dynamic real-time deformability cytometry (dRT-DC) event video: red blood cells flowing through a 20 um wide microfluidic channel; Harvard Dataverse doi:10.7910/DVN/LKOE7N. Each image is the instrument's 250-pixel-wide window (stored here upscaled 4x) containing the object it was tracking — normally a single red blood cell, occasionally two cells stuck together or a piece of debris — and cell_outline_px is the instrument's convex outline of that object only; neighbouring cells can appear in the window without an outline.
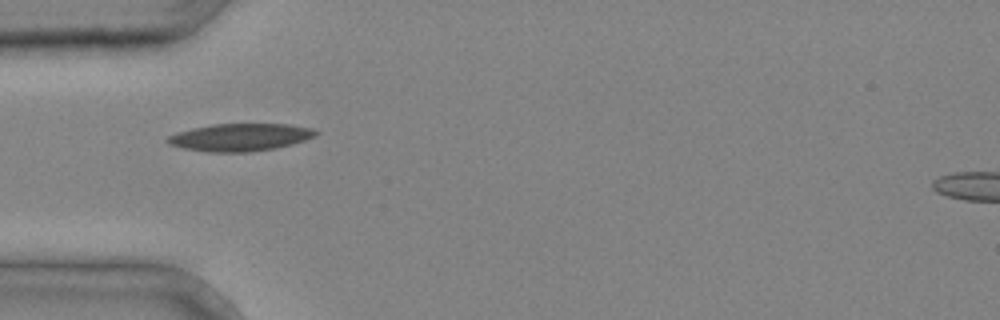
{"species": "common noctule bat (a hibernating species)", "species_latin": "Nyctalus noctula", "temperature_condition": "cold", "stored_images_in_passage": 24, "camera_frame_rate_fps": 3000, "um_per_image_px": 0.085, "animal": {"sex": "male", "body_mass_g": 20.4}, "frame": {"image": 1, "passage_image": 1, "time_ms": 0.0, "image_size_px": [1000, 320], "cell_outline_px": [[320, 132], [316, 136], [292, 144], [276, 148], [252, 152], [208, 152], [184, 148], [168, 144], [164, 140], [168, 136], [176, 132], [192, 128], [212, 124], [288, 124], [312, 128]], "centroid_in_image_um": [20.4, 11.67], "position_along_channel_um": 64.6, "area_um2": 23.93}}
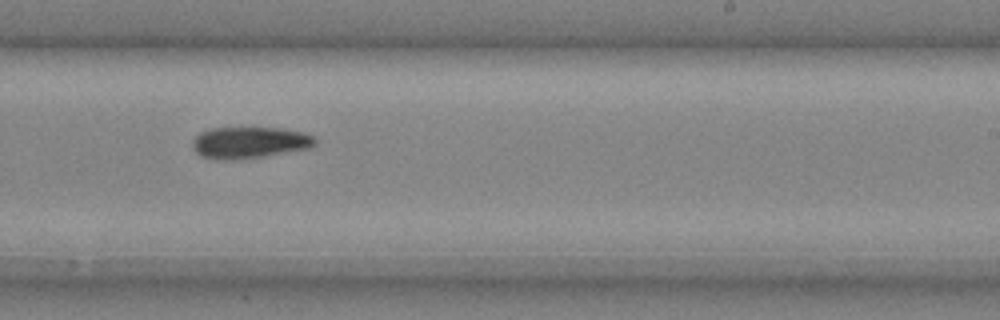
{"frame": {"image": 2, "passage_image": 13, "time_ms": 4.0, "image_size_px": [1000, 320], "cell_outline_px": [[316, 144], [308, 148], [264, 156], [236, 160], [212, 160], [200, 156], [192, 148], [192, 140], [200, 132], [208, 128], [276, 128], [304, 132], [312, 136], [316, 140]], "centroid_in_image_um": [21.13, 12.13], "position_along_channel_um": 267.9, "area_um2": 22.66}}
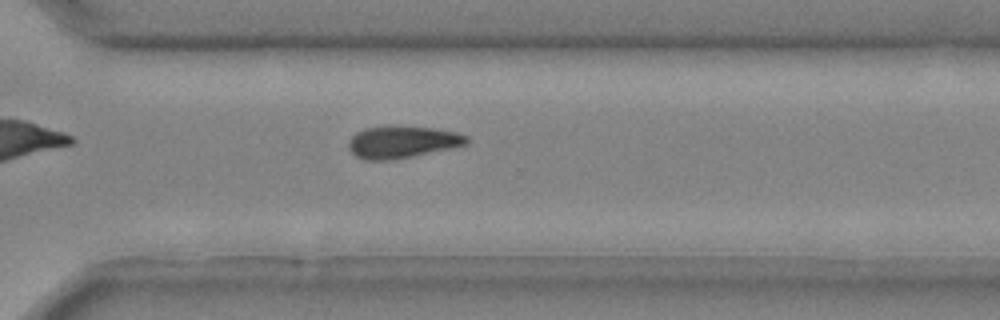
{"frame": {"image": 3, "passage_image": 17, "time_ms": 5.333, "image_size_px": [1000, 320], "cell_outline_px": [[472, 140], [468, 144], [452, 148], [396, 160], [364, 160], [356, 156], [348, 148], [348, 140], [356, 132], [364, 128], [432, 128], [456, 132], [468, 136]], "centroid_in_image_um": [34.22, 12.11], "position_along_channel_um": 336.4, "area_um2": 21.79}}